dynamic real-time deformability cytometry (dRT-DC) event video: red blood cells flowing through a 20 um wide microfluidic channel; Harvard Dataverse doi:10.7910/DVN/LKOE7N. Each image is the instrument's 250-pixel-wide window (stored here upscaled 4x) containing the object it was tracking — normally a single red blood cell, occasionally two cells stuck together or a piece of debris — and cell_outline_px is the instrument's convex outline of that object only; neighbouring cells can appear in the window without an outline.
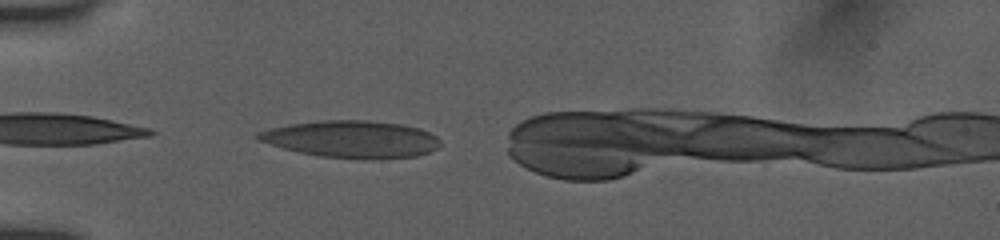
{"species": "human", "species_latin": "Homo sapiens", "temperature_condition": "room temperature", "stored_images_in_passage": 11, "camera_frame_rate_fps": 3000, "um_per_image_px": 0.085, "donor": {"sex": "female"}, "frame": {"image": 1, "passage_image": 2, "time_ms": 0.333, "image_size_px": [1000, 240], "cell_outline_px": [[440, 144], [436, 148], [428, 152], [416, 156], [380, 160], [364, 160], [320, 156], [300, 152], [284, 148], [260, 140], [252, 136], [256, 132], [288, 124], [324, 120], [368, 120], [400, 124], [420, 128], [436, 136], [440, 140]], "centroid_in_image_um": [29.91, 11.84], "position_along_channel_um": 55.1, "area_um2": 39.59}}
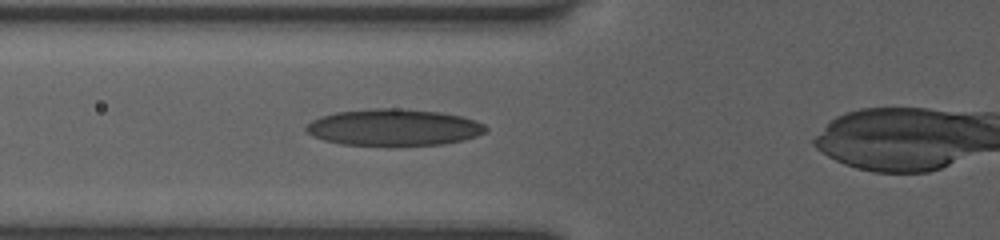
{"frame": {"image": 2, "passage_image": 5, "time_ms": 1.333, "image_size_px": [1000, 240], "cell_outline_px": [[488, 132], [464, 140], [444, 144], [388, 148], [340, 144], [324, 140], [312, 136], [304, 128], [312, 120], [320, 116], [336, 112], [372, 108], [400, 108], [440, 112], [460, 116], [484, 124], [488, 128]], "centroid_in_image_um": [33.46, 10.87], "position_along_channel_um": 92.3, "area_um2": 39.48}}
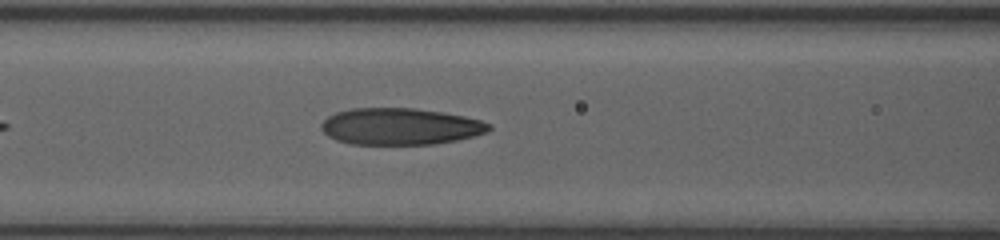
{"frame": {"image": 3, "passage_image": 8, "time_ms": 2.333, "image_size_px": [1000, 240], "cell_outline_px": [[492, 128], [488, 132], [456, 140], [436, 144], [352, 144], [336, 140], [328, 136], [320, 128], [320, 124], [328, 116], [336, 112], [352, 108], [416, 108], [464, 116], [480, 120], [492, 124]], "centroid_in_image_um": [34.01, 10.75], "position_along_channel_um": 132.6, "area_um2": 35.89}}